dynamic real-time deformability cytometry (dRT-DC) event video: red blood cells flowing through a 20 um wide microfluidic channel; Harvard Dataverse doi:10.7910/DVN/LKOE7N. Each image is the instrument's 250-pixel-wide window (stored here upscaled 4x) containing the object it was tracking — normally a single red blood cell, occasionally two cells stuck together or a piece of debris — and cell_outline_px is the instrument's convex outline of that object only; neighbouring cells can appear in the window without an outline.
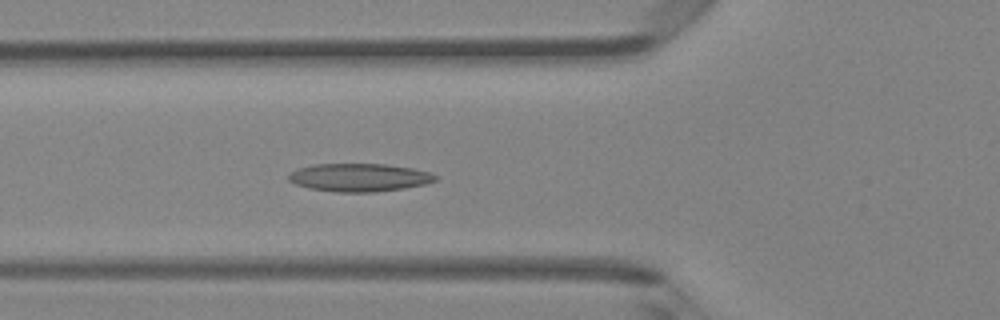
{"species": "Egyptian fruit bat (a non-hibernating species)", "species_latin": "Rousettus aegyptiacus", "temperature_condition": "room temperature", "stored_images_in_passage": 45, "camera_frame_rate_fps": 3000, "um_per_image_px": 0.085, "animal": {"sex": "female"}, "frame": {"image": 1, "passage_image": 15, "time_ms": 4.667, "image_size_px": [1000, 320], "cell_outline_px": [[440, 176], [436, 180], [424, 184], [404, 188], [376, 192], [336, 192], [308, 188], [296, 184], [288, 180], [288, 172], [296, 168], [312, 164], [384, 164], [412, 168], [432, 172]], "centroid_in_image_um": [30.52, 15.08], "position_along_channel_um": 95.3, "area_um2": 24.28}}
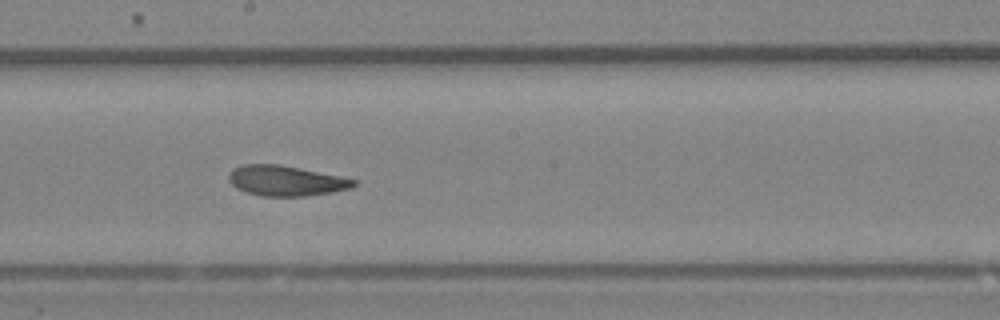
{"frame": {"image": 2, "passage_image": 24, "time_ms": 7.667, "image_size_px": [1000, 320], "cell_outline_px": [[360, 180], [352, 188], [332, 192], [304, 196], [264, 196], [248, 192], [236, 188], [228, 180], [228, 176], [232, 168], [244, 164], [276, 164], [340, 176]], "centroid_in_image_um": [24.31, 15.36], "position_along_channel_um": 223.9, "area_um2": 21.91}}
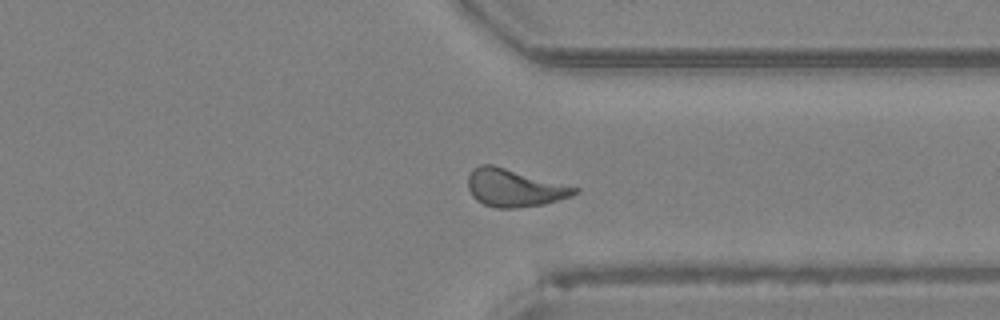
{"frame": {"image": 3, "passage_image": 34, "time_ms": 11.0, "image_size_px": [1000, 320], "cell_outline_px": [[580, 192], [572, 196], [544, 204], [516, 208], [496, 208], [484, 204], [476, 200], [472, 196], [468, 188], [468, 176], [472, 168], [480, 164], [492, 164], [580, 188]], "centroid_in_image_um": [43.71, 15.96], "position_along_channel_um": 367.7, "area_um2": 23.52}, "authors_computed_cell_mechanics": {"area_um2": 23.0044, "velocity_mm_per_s": 4.3056, "shape_relaxation_time_tau1_ms": null, "shape_relaxation_time_tau2_ms": 2.5906, "deformation_change_tau1": null, "deformation_change_tau2": 0.0943}}